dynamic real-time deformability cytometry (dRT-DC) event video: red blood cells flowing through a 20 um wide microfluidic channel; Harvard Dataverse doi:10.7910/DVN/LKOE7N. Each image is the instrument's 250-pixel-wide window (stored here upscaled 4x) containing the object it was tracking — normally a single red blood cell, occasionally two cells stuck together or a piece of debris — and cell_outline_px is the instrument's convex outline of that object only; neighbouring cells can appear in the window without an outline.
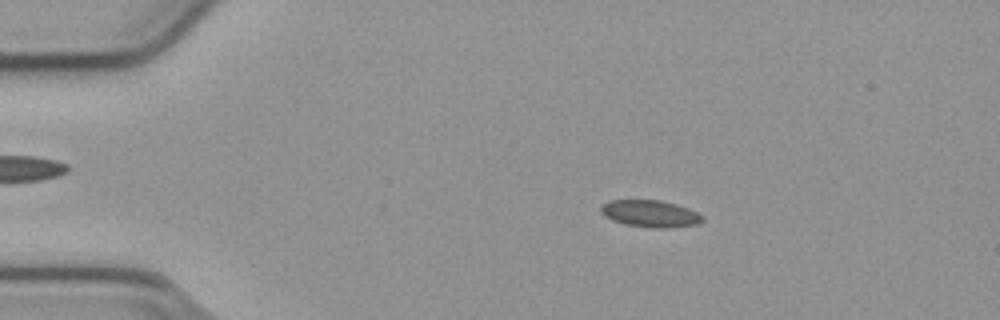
{"species": "common noctule bat (a hibernating species)", "species_latin": "Nyctalus noctula", "temperature_condition": "cold", "stored_images_in_passage": 54, "camera_frame_rate_fps": 3000, "um_per_image_px": 0.085, "animal": {"sex": "male", "body_mass_g": 23.1, "forearm_length_mm": 52.7}, "frame": {"image": 1, "passage_image": 10, "time_ms": 3.0, "image_size_px": [1000, 320], "cell_outline_px": [[704, 220], [700, 224], [668, 228], [652, 228], [624, 224], [612, 220], [604, 216], [600, 212], [600, 204], [608, 200], [660, 200], [676, 204], [688, 208], [704, 216]], "centroid_in_image_um": [55.26, 18.16], "position_along_channel_um": 29.7, "area_um2": 16.24}}
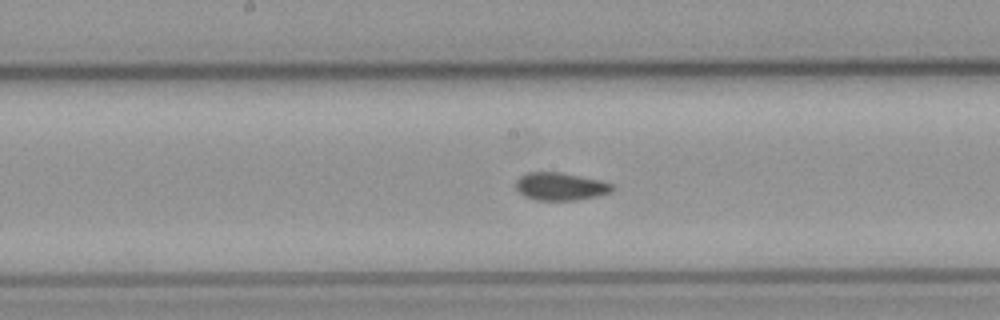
{"frame": {"image": 2, "passage_image": 28, "time_ms": 9.0, "image_size_px": [1000, 320], "cell_outline_px": [[616, 188], [612, 192], [596, 196], [576, 200], [536, 200], [524, 196], [516, 188], [516, 180], [520, 176], [528, 172], [560, 172], [600, 180], [612, 184]], "centroid_in_image_um": [47.65, 15.85], "position_along_channel_um": 200.6, "area_um2": 15.61}}
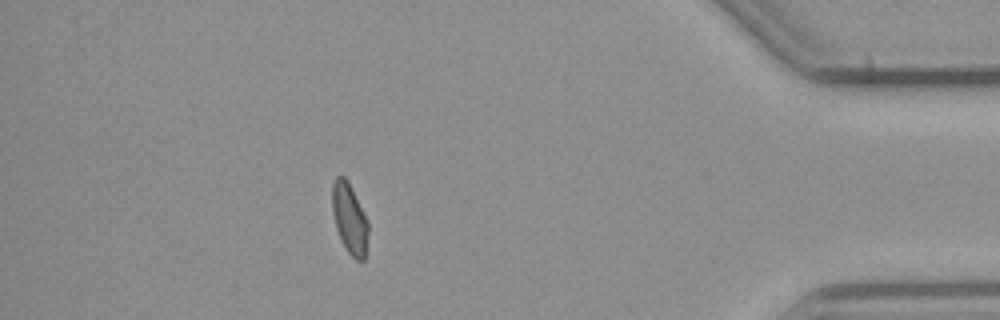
{"frame": {"image": 3, "passage_image": 48, "time_ms": 15.667, "image_size_px": [1000, 320], "cell_outline_px": [[368, 232], [364, 260], [356, 260], [348, 252], [336, 228], [332, 212], [332, 184], [336, 176], [344, 176], [348, 180], [368, 220]], "centroid_in_image_um": [29.71, 18.53], "position_along_channel_um": 405.5, "area_um2": 14.68}, "authors_computed_cell_mechanics": {"area_um2": 15.606, "velocity_mm_per_s": 3.7902, "shape_relaxation_time_tau1_ms": 8.453, "shape_relaxation_time_tau2_ms": 1.8833, "deformation_change_tau1": 0.1276, "deformation_change_tau2": 0.0549}}